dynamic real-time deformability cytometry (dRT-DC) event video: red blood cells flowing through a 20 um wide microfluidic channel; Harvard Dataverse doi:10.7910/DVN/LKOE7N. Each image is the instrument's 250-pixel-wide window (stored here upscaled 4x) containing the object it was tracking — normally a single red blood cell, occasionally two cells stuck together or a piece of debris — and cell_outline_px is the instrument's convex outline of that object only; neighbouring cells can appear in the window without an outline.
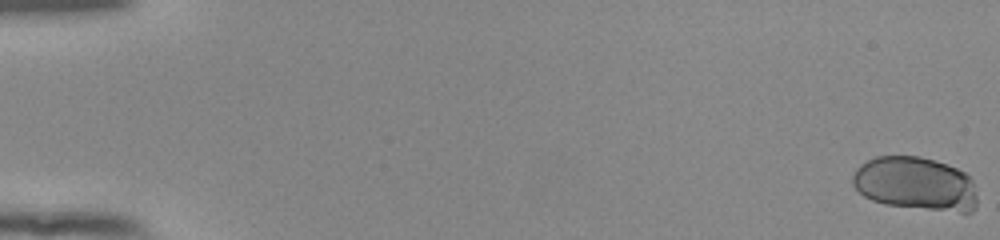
{"species": "human", "species_latin": "Homo sapiens", "temperature_condition": "room temperature", "stored_images_in_passage": 20, "camera_frame_rate_fps": 3000, "um_per_image_px": 0.085, "donor": {"sex": "female"}, "frame": {"image": 1, "passage_image": 1, "time_ms": 0.0, "image_size_px": [1000, 240], "cell_outline_px": [[976, 208], [972, 212], [960, 212], [884, 204], [872, 200], [864, 196], [852, 184], [852, 176], [856, 168], [860, 164], [876, 156], [920, 156], [956, 168], [964, 172], [972, 180], [976, 196]], "centroid_in_image_um": [77.79, 15.61], "position_along_channel_um": 7.2, "area_um2": 38.67}}
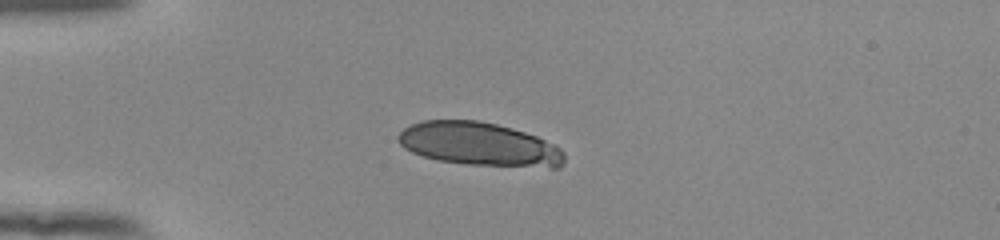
{"frame": {"image": 2, "passage_image": 16, "time_ms": 5.0, "image_size_px": [1000, 240], "cell_outline_px": [[564, 160], [560, 168], [552, 168], [468, 164], [440, 160], [424, 156], [412, 152], [404, 148], [396, 140], [396, 136], [404, 128], [420, 120], [480, 120], [512, 128], [536, 136], [556, 144], [564, 152]], "centroid_in_image_um": [40.75, 12.25], "position_along_channel_um": 44.3, "area_um2": 42.25}}